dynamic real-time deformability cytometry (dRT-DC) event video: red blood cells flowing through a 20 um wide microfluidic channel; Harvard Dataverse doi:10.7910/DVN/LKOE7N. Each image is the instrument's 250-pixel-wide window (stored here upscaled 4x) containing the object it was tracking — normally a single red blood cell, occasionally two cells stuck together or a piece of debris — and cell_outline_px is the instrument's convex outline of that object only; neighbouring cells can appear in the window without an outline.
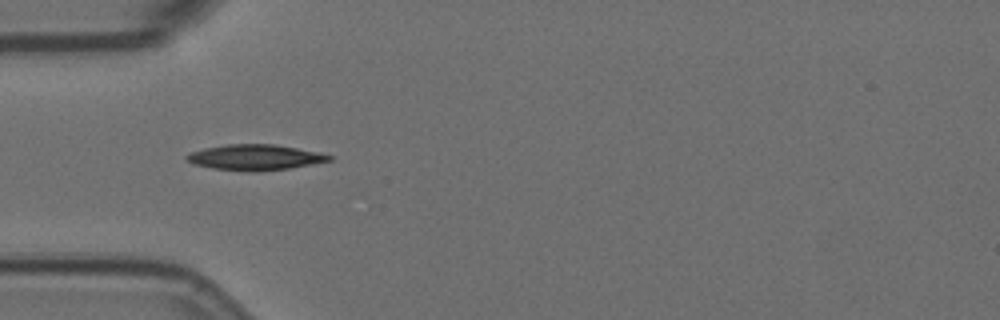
{"species": "Egyptian fruit bat (a non-hibernating species)", "species_latin": "Rousettus aegyptiacus", "temperature_condition": "room temperature", "stored_images_in_passage": 5, "camera_frame_rate_fps": 3000, "um_per_image_px": 0.085, "animal": {"sex": "female"}, "frame": {"image": 1, "passage_image": 4, "time_ms": 1.0, "image_size_px": [1000, 320], "cell_outline_px": [[332, 160], [288, 168], [252, 172], [212, 168], [192, 164], [184, 156], [192, 152], [204, 148], [228, 144], [272, 144], [320, 152], [332, 156]], "centroid_in_image_um": [21.65, 13.37], "position_along_channel_um": 63.3, "area_um2": 21.04}}
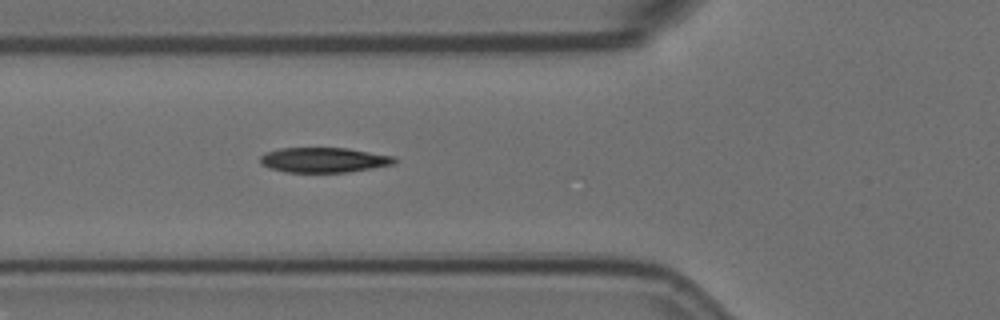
{"frame": {"image": 2, "passage_image": 5, "time_ms": 1.333, "image_size_px": [1000, 320], "cell_outline_px": [[396, 160], [392, 164], [348, 172], [284, 172], [268, 168], [260, 164], [260, 156], [264, 152], [280, 148], [348, 148], [392, 156]], "centroid_in_image_um": [27.43, 13.59], "position_along_channel_um": 98.4, "area_um2": 19.48}}